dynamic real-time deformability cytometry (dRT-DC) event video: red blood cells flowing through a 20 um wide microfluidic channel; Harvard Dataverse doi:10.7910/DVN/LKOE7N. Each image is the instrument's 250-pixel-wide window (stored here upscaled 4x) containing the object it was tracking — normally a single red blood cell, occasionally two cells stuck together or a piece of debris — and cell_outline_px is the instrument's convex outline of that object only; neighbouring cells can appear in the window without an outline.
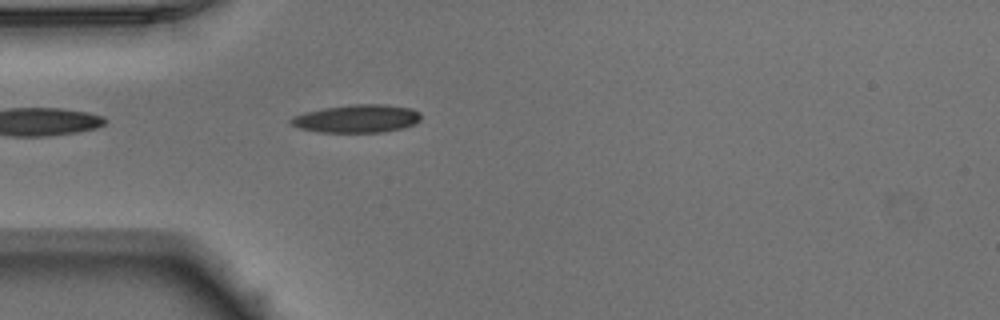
{"species": "Egyptian fruit bat (a non-hibernating species)", "species_latin": "Rousettus aegyptiacus", "temperature_condition": "warm", "stored_images_in_passage": 39, "camera_frame_rate_fps": 3000, "um_per_image_px": 0.085, "animal": {"sex": "male"}, "frame": {"image": 1, "passage_image": 3, "time_ms": 0.667, "image_size_px": [1000, 320], "cell_outline_px": [[420, 120], [416, 124], [404, 128], [384, 132], [316, 132], [296, 128], [288, 124], [288, 120], [304, 112], [324, 108], [356, 104], [384, 104], [412, 108], [420, 112]], "centroid_in_image_um": [30.33, 10.09], "position_along_channel_um": 54.7, "area_um2": 21.5}}
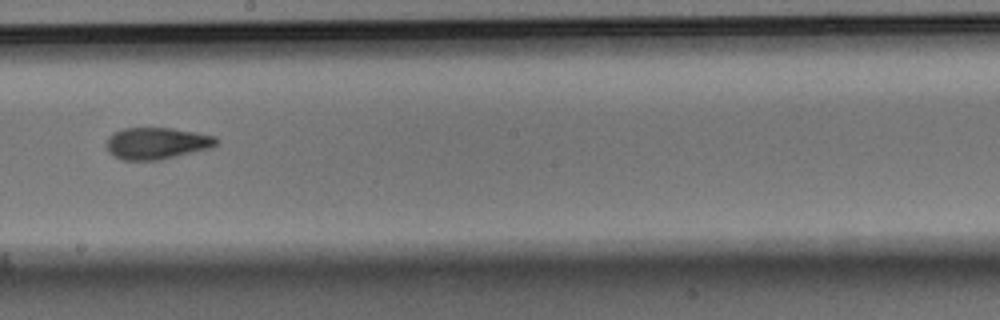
{"frame": {"image": 2, "passage_image": 17, "time_ms": 5.333, "image_size_px": [1000, 320], "cell_outline_px": [[220, 140], [212, 148], [160, 160], [120, 160], [112, 156], [108, 152], [104, 144], [108, 136], [124, 128], [172, 128], [196, 132], [216, 136]], "centroid_in_image_um": [13.31, 12.19], "position_along_channel_um": 234.9, "area_um2": 20.69}}
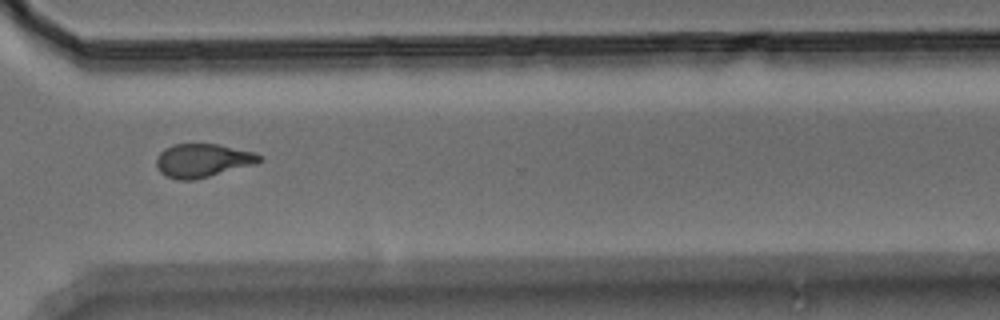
{"frame": {"image": 3, "passage_image": 26, "time_ms": 8.333, "image_size_px": [1000, 320], "cell_outline_px": [[260, 160], [256, 164], [192, 180], [176, 180], [160, 172], [156, 168], [156, 160], [160, 152], [164, 148], [172, 144], [216, 144], [256, 152], [260, 156]], "centroid_in_image_um": [17.19, 13.63], "position_along_channel_um": 353.4, "area_um2": 20.0}, "authors_computed_cell_mechanics": {"area_um2": 20.1722, "velocity_mm_per_s": 3.9571, "shape_relaxation_time_tau1_ms": 5.7893, "shape_relaxation_time_tau2_ms": 2.4368, "deformation_change_tau1": 0.1726, "deformation_change_tau2": 0.0951}}